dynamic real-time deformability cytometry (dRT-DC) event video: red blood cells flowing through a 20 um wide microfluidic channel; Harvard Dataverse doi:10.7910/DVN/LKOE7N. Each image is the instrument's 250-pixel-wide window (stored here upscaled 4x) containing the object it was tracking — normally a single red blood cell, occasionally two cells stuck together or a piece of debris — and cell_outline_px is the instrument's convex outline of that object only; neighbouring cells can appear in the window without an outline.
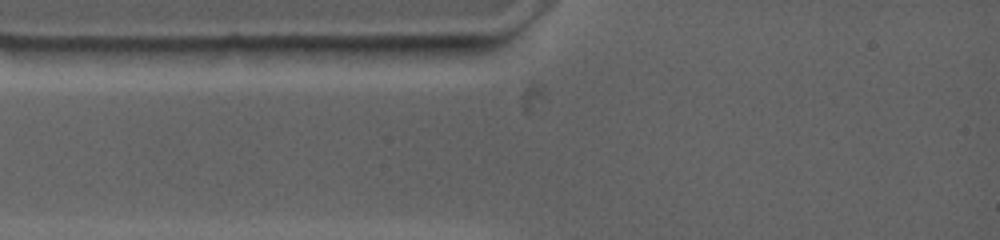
{"species": "common noctule bat (a hibernating species)", "species_latin": "Nyctalus noctula", "temperature_condition": "warm", "stored_images_in_passage": 2, "camera_frame_rate_fps": 4500, "um_per_image_px": 0.085, "animal": {"sex": "female", "body_mass_g": 19.0, "forearm_length_mm": 53.3}, "frame": {"image": 1, "passage_image": 1, "time_ms": 0.0, "image_size_px": [1000, 240], "cell_outline_px": [[468, 48], [432, 56], [388, 64], [312, 56], [304, 48], [412, 44], [468, 44]], "centroid_in_image_um": [32.74, 4.44], "position_along_channel_um": 52.3, "area_um2": 14.85}}